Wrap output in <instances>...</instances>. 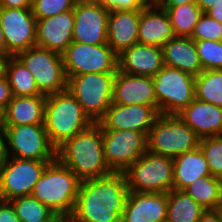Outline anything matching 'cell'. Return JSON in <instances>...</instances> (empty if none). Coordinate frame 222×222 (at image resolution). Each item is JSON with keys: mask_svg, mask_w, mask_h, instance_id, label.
<instances>
[{"mask_svg": "<svg viewBox=\"0 0 222 222\" xmlns=\"http://www.w3.org/2000/svg\"><path fill=\"white\" fill-rule=\"evenodd\" d=\"M161 8L180 6L186 3H193L197 0H154Z\"/></svg>", "mask_w": 222, "mask_h": 222, "instance_id": "obj_41", "label": "cell"}, {"mask_svg": "<svg viewBox=\"0 0 222 222\" xmlns=\"http://www.w3.org/2000/svg\"><path fill=\"white\" fill-rule=\"evenodd\" d=\"M154 106L136 104L122 105L112 103L105 115L97 122L102 130H133L147 136L159 116Z\"/></svg>", "mask_w": 222, "mask_h": 222, "instance_id": "obj_16", "label": "cell"}, {"mask_svg": "<svg viewBox=\"0 0 222 222\" xmlns=\"http://www.w3.org/2000/svg\"><path fill=\"white\" fill-rule=\"evenodd\" d=\"M5 76L8 79L13 96L43 95L37 87L33 74L16 56H10Z\"/></svg>", "mask_w": 222, "mask_h": 222, "instance_id": "obj_29", "label": "cell"}, {"mask_svg": "<svg viewBox=\"0 0 222 222\" xmlns=\"http://www.w3.org/2000/svg\"><path fill=\"white\" fill-rule=\"evenodd\" d=\"M103 151L112 172L123 173L148 151L147 135L133 130H102Z\"/></svg>", "mask_w": 222, "mask_h": 222, "instance_id": "obj_13", "label": "cell"}, {"mask_svg": "<svg viewBox=\"0 0 222 222\" xmlns=\"http://www.w3.org/2000/svg\"><path fill=\"white\" fill-rule=\"evenodd\" d=\"M220 2H222V0H197L196 4L200 7L203 13H206L213 7V4Z\"/></svg>", "mask_w": 222, "mask_h": 222, "instance_id": "obj_46", "label": "cell"}, {"mask_svg": "<svg viewBox=\"0 0 222 222\" xmlns=\"http://www.w3.org/2000/svg\"><path fill=\"white\" fill-rule=\"evenodd\" d=\"M33 0H0V7L31 8Z\"/></svg>", "mask_w": 222, "mask_h": 222, "instance_id": "obj_40", "label": "cell"}, {"mask_svg": "<svg viewBox=\"0 0 222 222\" xmlns=\"http://www.w3.org/2000/svg\"><path fill=\"white\" fill-rule=\"evenodd\" d=\"M199 148L208 163L210 174L222 179V136L201 138Z\"/></svg>", "mask_w": 222, "mask_h": 222, "instance_id": "obj_33", "label": "cell"}, {"mask_svg": "<svg viewBox=\"0 0 222 222\" xmlns=\"http://www.w3.org/2000/svg\"><path fill=\"white\" fill-rule=\"evenodd\" d=\"M13 94L6 76L0 78V106L6 109L8 103L12 100Z\"/></svg>", "mask_w": 222, "mask_h": 222, "instance_id": "obj_39", "label": "cell"}, {"mask_svg": "<svg viewBox=\"0 0 222 222\" xmlns=\"http://www.w3.org/2000/svg\"><path fill=\"white\" fill-rule=\"evenodd\" d=\"M152 0H102V5L109 10H142Z\"/></svg>", "mask_w": 222, "mask_h": 222, "instance_id": "obj_37", "label": "cell"}, {"mask_svg": "<svg viewBox=\"0 0 222 222\" xmlns=\"http://www.w3.org/2000/svg\"><path fill=\"white\" fill-rule=\"evenodd\" d=\"M205 211L184 191L173 189L168 193L166 222H198Z\"/></svg>", "mask_w": 222, "mask_h": 222, "instance_id": "obj_27", "label": "cell"}, {"mask_svg": "<svg viewBox=\"0 0 222 222\" xmlns=\"http://www.w3.org/2000/svg\"><path fill=\"white\" fill-rule=\"evenodd\" d=\"M0 54H7L6 42L3 35V30L0 25Z\"/></svg>", "mask_w": 222, "mask_h": 222, "instance_id": "obj_48", "label": "cell"}, {"mask_svg": "<svg viewBox=\"0 0 222 222\" xmlns=\"http://www.w3.org/2000/svg\"><path fill=\"white\" fill-rule=\"evenodd\" d=\"M216 211L219 213L222 222V199L219 201Z\"/></svg>", "mask_w": 222, "mask_h": 222, "instance_id": "obj_51", "label": "cell"}, {"mask_svg": "<svg viewBox=\"0 0 222 222\" xmlns=\"http://www.w3.org/2000/svg\"><path fill=\"white\" fill-rule=\"evenodd\" d=\"M0 222H21L10 201L0 199Z\"/></svg>", "mask_w": 222, "mask_h": 222, "instance_id": "obj_38", "label": "cell"}, {"mask_svg": "<svg viewBox=\"0 0 222 222\" xmlns=\"http://www.w3.org/2000/svg\"><path fill=\"white\" fill-rule=\"evenodd\" d=\"M168 193L129 191L121 222H166Z\"/></svg>", "mask_w": 222, "mask_h": 222, "instance_id": "obj_17", "label": "cell"}, {"mask_svg": "<svg viewBox=\"0 0 222 222\" xmlns=\"http://www.w3.org/2000/svg\"><path fill=\"white\" fill-rule=\"evenodd\" d=\"M54 160H30L7 156L0 163V199L30 196L46 166Z\"/></svg>", "mask_w": 222, "mask_h": 222, "instance_id": "obj_11", "label": "cell"}, {"mask_svg": "<svg viewBox=\"0 0 222 222\" xmlns=\"http://www.w3.org/2000/svg\"><path fill=\"white\" fill-rule=\"evenodd\" d=\"M173 37L175 34L165 9L152 0L140 10L138 43L162 48Z\"/></svg>", "mask_w": 222, "mask_h": 222, "instance_id": "obj_22", "label": "cell"}, {"mask_svg": "<svg viewBox=\"0 0 222 222\" xmlns=\"http://www.w3.org/2000/svg\"><path fill=\"white\" fill-rule=\"evenodd\" d=\"M153 78L160 114H178L195 99V76L164 66Z\"/></svg>", "mask_w": 222, "mask_h": 222, "instance_id": "obj_8", "label": "cell"}, {"mask_svg": "<svg viewBox=\"0 0 222 222\" xmlns=\"http://www.w3.org/2000/svg\"><path fill=\"white\" fill-rule=\"evenodd\" d=\"M112 103L122 105L142 104L154 106L158 110L153 78L117 70Z\"/></svg>", "mask_w": 222, "mask_h": 222, "instance_id": "obj_18", "label": "cell"}, {"mask_svg": "<svg viewBox=\"0 0 222 222\" xmlns=\"http://www.w3.org/2000/svg\"><path fill=\"white\" fill-rule=\"evenodd\" d=\"M7 156L30 160H55L56 149L44 124L5 126Z\"/></svg>", "mask_w": 222, "mask_h": 222, "instance_id": "obj_12", "label": "cell"}, {"mask_svg": "<svg viewBox=\"0 0 222 222\" xmlns=\"http://www.w3.org/2000/svg\"><path fill=\"white\" fill-rule=\"evenodd\" d=\"M15 56L33 74L43 95L66 90L67 76L61 54L35 45Z\"/></svg>", "mask_w": 222, "mask_h": 222, "instance_id": "obj_9", "label": "cell"}, {"mask_svg": "<svg viewBox=\"0 0 222 222\" xmlns=\"http://www.w3.org/2000/svg\"><path fill=\"white\" fill-rule=\"evenodd\" d=\"M80 183L81 180L56 158L46 166L31 196L53 212L71 216Z\"/></svg>", "mask_w": 222, "mask_h": 222, "instance_id": "obj_4", "label": "cell"}, {"mask_svg": "<svg viewBox=\"0 0 222 222\" xmlns=\"http://www.w3.org/2000/svg\"><path fill=\"white\" fill-rule=\"evenodd\" d=\"M199 141L177 114H159L147 136L149 152L172 158L198 148Z\"/></svg>", "mask_w": 222, "mask_h": 222, "instance_id": "obj_5", "label": "cell"}, {"mask_svg": "<svg viewBox=\"0 0 222 222\" xmlns=\"http://www.w3.org/2000/svg\"><path fill=\"white\" fill-rule=\"evenodd\" d=\"M198 222H221V218L216 210H206Z\"/></svg>", "mask_w": 222, "mask_h": 222, "instance_id": "obj_43", "label": "cell"}, {"mask_svg": "<svg viewBox=\"0 0 222 222\" xmlns=\"http://www.w3.org/2000/svg\"><path fill=\"white\" fill-rule=\"evenodd\" d=\"M195 98L222 107V69L204 70L195 76Z\"/></svg>", "mask_w": 222, "mask_h": 222, "instance_id": "obj_31", "label": "cell"}, {"mask_svg": "<svg viewBox=\"0 0 222 222\" xmlns=\"http://www.w3.org/2000/svg\"><path fill=\"white\" fill-rule=\"evenodd\" d=\"M140 10H110L107 44L117 54L138 43Z\"/></svg>", "mask_w": 222, "mask_h": 222, "instance_id": "obj_23", "label": "cell"}, {"mask_svg": "<svg viewBox=\"0 0 222 222\" xmlns=\"http://www.w3.org/2000/svg\"><path fill=\"white\" fill-rule=\"evenodd\" d=\"M9 57L10 56L8 54H0V78L5 76L6 65H7Z\"/></svg>", "mask_w": 222, "mask_h": 222, "instance_id": "obj_47", "label": "cell"}, {"mask_svg": "<svg viewBox=\"0 0 222 222\" xmlns=\"http://www.w3.org/2000/svg\"><path fill=\"white\" fill-rule=\"evenodd\" d=\"M41 222H71V216L52 212L46 219Z\"/></svg>", "mask_w": 222, "mask_h": 222, "instance_id": "obj_45", "label": "cell"}, {"mask_svg": "<svg viewBox=\"0 0 222 222\" xmlns=\"http://www.w3.org/2000/svg\"><path fill=\"white\" fill-rule=\"evenodd\" d=\"M74 0H33L32 13L36 20L73 10Z\"/></svg>", "mask_w": 222, "mask_h": 222, "instance_id": "obj_35", "label": "cell"}, {"mask_svg": "<svg viewBox=\"0 0 222 222\" xmlns=\"http://www.w3.org/2000/svg\"><path fill=\"white\" fill-rule=\"evenodd\" d=\"M164 66L159 46L136 43L118 55V70L128 74L154 77Z\"/></svg>", "mask_w": 222, "mask_h": 222, "instance_id": "obj_20", "label": "cell"}, {"mask_svg": "<svg viewBox=\"0 0 222 222\" xmlns=\"http://www.w3.org/2000/svg\"><path fill=\"white\" fill-rule=\"evenodd\" d=\"M194 41L203 71L222 69V41Z\"/></svg>", "mask_w": 222, "mask_h": 222, "instance_id": "obj_34", "label": "cell"}, {"mask_svg": "<svg viewBox=\"0 0 222 222\" xmlns=\"http://www.w3.org/2000/svg\"><path fill=\"white\" fill-rule=\"evenodd\" d=\"M115 73H89L67 78L66 89L97 123L113 100Z\"/></svg>", "mask_w": 222, "mask_h": 222, "instance_id": "obj_6", "label": "cell"}, {"mask_svg": "<svg viewBox=\"0 0 222 222\" xmlns=\"http://www.w3.org/2000/svg\"><path fill=\"white\" fill-rule=\"evenodd\" d=\"M0 25L9 56L36 45L37 20L31 8L0 7Z\"/></svg>", "mask_w": 222, "mask_h": 222, "instance_id": "obj_14", "label": "cell"}, {"mask_svg": "<svg viewBox=\"0 0 222 222\" xmlns=\"http://www.w3.org/2000/svg\"><path fill=\"white\" fill-rule=\"evenodd\" d=\"M109 12L102 4L75 3L73 41L90 45L107 44Z\"/></svg>", "mask_w": 222, "mask_h": 222, "instance_id": "obj_15", "label": "cell"}, {"mask_svg": "<svg viewBox=\"0 0 222 222\" xmlns=\"http://www.w3.org/2000/svg\"><path fill=\"white\" fill-rule=\"evenodd\" d=\"M73 10L37 20L36 46L62 54L73 42Z\"/></svg>", "mask_w": 222, "mask_h": 222, "instance_id": "obj_19", "label": "cell"}, {"mask_svg": "<svg viewBox=\"0 0 222 222\" xmlns=\"http://www.w3.org/2000/svg\"><path fill=\"white\" fill-rule=\"evenodd\" d=\"M206 210H216L222 199V179L209 175L200 177L183 190Z\"/></svg>", "mask_w": 222, "mask_h": 222, "instance_id": "obj_28", "label": "cell"}, {"mask_svg": "<svg viewBox=\"0 0 222 222\" xmlns=\"http://www.w3.org/2000/svg\"><path fill=\"white\" fill-rule=\"evenodd\" d=\"M164 65L198 76L202 65L191 37L175 36L162 47Z\"/></svg>", "mask_w": 222, "mask_h": 222, "instance_id": "obj_24", "label": "cell"}, {"mask_svg": "<svg viewBox=\"0 0 222 222\" xmlns=\"http://www.w3.org/2000/svg\"><path fill=\"white\" fill-rule=\"evenodd\" d=\"M6 157V130L5 126H0V163H2Z\"/></svg>", "mask_w": 222, "mask_h": 222, "instance_id": "obj_42", "label": "cell"}, {"mask_svg": "<svg viewBox=\"0 0 222 222\" xmlns=\"http://www.w3.org/2000/svg\"><path fill=\"white\" fill-rule=\"evenodd\" d=\"M163 9L168 13L175 36L183 37H191L203 13L196 2Z\"/></svg>", "mask_w": 222, "mask_h": 222, "instance_id": "obj_30", "label": "cell"}, {"mask_svg": "<svg viewBox=\"0 0 222 222\" xmlns=\"http://www.w3.org/2000/svg\"><path fill=\"white\" fill-rule=\"evenodd\" d=\"M206 14L219 23H222V2L213 4V7L209 9Z\"/></svg>", "mask_w": 222, "mask_h": 222, "instance_id": "obj_44", "label": "cell"}, {"mask_svg": "<svg viewBox=\"0 0 222 222\" xmlns=\"http://www.w3.org/2000/svg\"><path fill=\"white\" fill-rule=\"evenodd\" d=\"M75 3H92V4H102V0H74Z\"/></svg>", "mask_w": 222, "mask_h": 222, "instance_id": "obj_50", "label": "cell"}, {"mask_svg": "<svg viewBox=\"0 0 222 222\" xmlns=\"http://www.w3.org/2000/svg\"><path fill=\"white\" fill-rule=\"evenodd\" d=\"M10 202L21 222H41L53 212L31 195L14 198Z\"/></svg>", "mask_w": 222, "mask_h": 222, "instance_id": "obj_32", "label": "cell"}, {"mask_svg": "<svg viewBox=\"0 0 222 222\" xmlns=\"http://www.w3.org/2000/svg\"><path fill=\"white\" fill-rule=\"evenodd\" d=\"M172 157L147 151L123 173L129 191L169 193L173 190Z\"/></svg>", "mask_w": 222, "mask_h": 222, "instance_id": "obj_7", "label": "cell"}, {"mask_svg": "<svg viewBox=\"0 0 222 222\" xmlns=\"http://www.w3.org/2000/svg\"><path fill=\"white\" fill-rule=\"evenodd\" d=\"M0 126H5V109L0 106Z\"/></svg>", "mask_w": 222, "mask_h": 222, "instance_id": "obj_49", "label": "cell"}, {"mask_svg": "<svg viewBox=\"0 0 222 222\" xmlns=\"http://www.w3.org/2000/svg\"><path fill=\"white\" fill-rule=\"evenodd\" d=\"M129 194L124 173L83 180L71 222H121Z\"/></svg>", "mask_w": 222, "mask_h": 222, "instance_id": "obj_1", "label": "cell"}, {"mask_svg": "<svg viewBox=\"0 0 222 222\" xmlns=\"http://www.w3.org/2000/svg\"><path fill=\"white\" fill-rule=\"evenodd\" d=\"M173 189L183 191L192 182L210 174L208 163L201 149L182 153L173 158Z\"/></svg>", "mask_w": 222, "mask_h": 222, "instance_id": "obj_26", "label": "cell"}, {"mask_svg": "<svg viewBox=\"0 0 222 222\" xmlns=\"http://www.w3.org/2000/svg\"><path fill=\"white\" fill-rule=\"evenodd\" d=\"M67 78L89 73H116L118 55L108 44L73 41L61 54Z\"/></svg>", "mask_w": 222, "mask_h": 222, "instance_id": "obj_10", "label": "cell"}, {"mask_svg": "<svg viewBox=\"0 0 222 222\" xmlns=\"http://www.w3.org/2000/svg\"><path fill=\"white\" fill-rule=\"evenodd\" d=\"M93 123L67 89L46 96L44 126L49 141L56 150Z\"/></svg>", "mask_w": 222, "mask_h": 222, "instance_id": "obj_3", "label": "cell"}, {"mask_svg": "<svg viewBox=\"0 0 222 222\" xmlns=\"http://www.w3.org/2000/svg\"><path fill=\"white\" fill-rule=\"evenodd\" d=\"M178 117L201 139L222 136V107L194 99Z\"/></svg>", "mask_w": 222, "mask_h": 222, "instance_id": "obj_21", "label": "cell"}, {"mask_svg": "<svg viewBox=\"0 0 222 222\" xmlns=\"http://www.w3.org/2000/svg\"><path fill=\"white\" fill-rule=\"evenodd\" d=\"M45 95L13 96L5 109V126L44 124Z\"/></svg>", "mask_w": 222, "mask_h": 222, "instance_id": "obj_25", "label": "cell"}, {"mask_svg": "<svg viewBox=\"0 0 222 222\" xmlns=\"http://www.w3.org/2000/svg\"><path fill=\"white\" fill-rule=\"evenodd\" d=\"M56 158L81 181L112 173L105 162L102 129L93 123L56 150Z\"/></svg>", "mask_w": 222, "mask_h": 222, "instance_id": "obj_2", "label": "cell"}, {"mask_svg": "<svg viewBox=\"0 0 222 222\" xmlns=\"http://www.w3.org/2000/svg\"><path fill=\"white\" fill-rule=\"evenodd\" d=\"M193 40L222 41V23L202 13L191 35Z\"/></svg>", "mask_w": 222, "mask_h": 222, "instance_id": "obj_36", "label": "cell"}]
</instances>
